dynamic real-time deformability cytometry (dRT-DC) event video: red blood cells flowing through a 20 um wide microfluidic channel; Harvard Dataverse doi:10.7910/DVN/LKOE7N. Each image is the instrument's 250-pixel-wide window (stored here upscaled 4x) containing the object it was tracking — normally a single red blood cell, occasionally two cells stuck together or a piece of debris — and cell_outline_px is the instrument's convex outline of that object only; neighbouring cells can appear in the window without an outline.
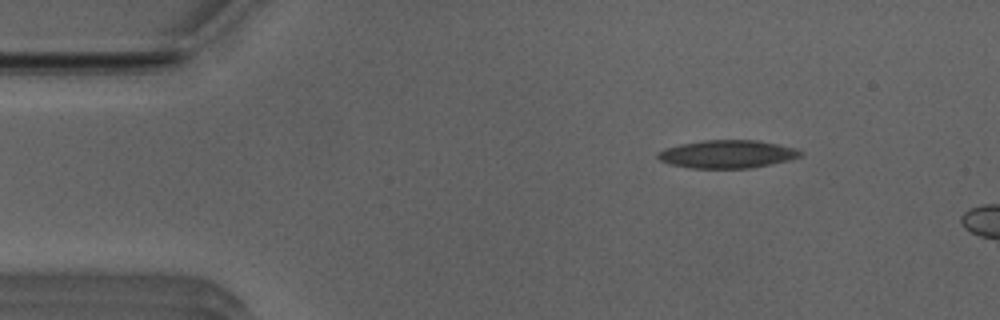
{"species": "Egyptian fruit bat (a non-hibernating species)", "species_latin": "Rousettus aegyptiacus", "temperature_condition": "room temperature", "stored_images_in_passage": 5, "camera_frame_rate_fps": 3000, "um_per_image_px": 0.085, "animal": {"sex": "male"}, "frame": {"image": 1, "passage_image": 1, "time_ms": 0.0, "image_size_px": [1000, 320], "cell_outline_px": [[804, 152], [800, 156], [788, 160], [748, 168], [688, 168], [672, 164], [660, 160], [656, 156], [656, 152], [664, 148], [680, 144], [704, 140], [756, 140], [796, 148]], "centroid_in_image_um": [61.77, 13.09], "position_along_channel_um": 23.2, "area_um2": 23.12}}